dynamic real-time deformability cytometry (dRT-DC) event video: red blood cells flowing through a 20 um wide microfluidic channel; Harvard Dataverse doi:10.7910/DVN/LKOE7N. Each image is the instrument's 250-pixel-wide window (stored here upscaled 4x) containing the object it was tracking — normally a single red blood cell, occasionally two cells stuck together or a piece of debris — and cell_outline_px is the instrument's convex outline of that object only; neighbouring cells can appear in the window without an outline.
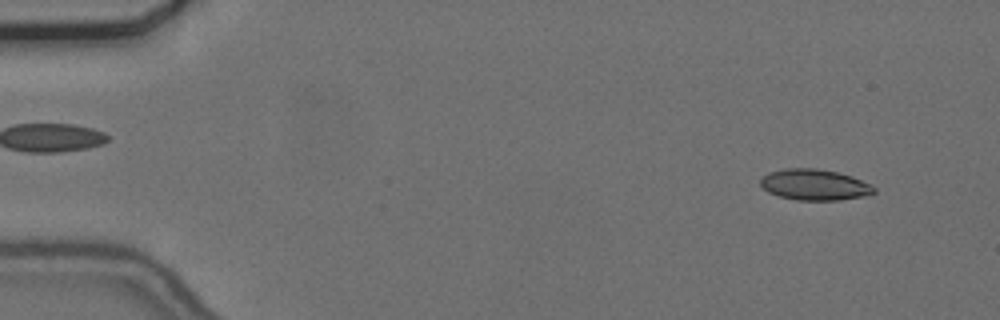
{"species": "common noctule bat (a hibernating species)", "species_latin": "Nyctalus noctula", "temperature_condition": "cold", "stored_images_in_passage": 55, "camera_frame_rate_fps": 3000, "um_per_image_px": 0.085, "animal": {"sex": "female", "body_mass_g": 24.6, "forearm_length_mm": 56.2}, "frame": {"image": 1, "passage_image": 4, "time_ms": 1.0, "image_size_px": [1000, 320], "cell_outline_px": [[876, 192], [864, 196], [840, 200], [796, 200], [780, 196], [768, 192], [760, 184], [760, 180], [768, 172], [784, 168], [816, 168], [836, 172], [852, 176], [876, 188]], "centroid_in_image_um": [69.22, 15.7], "position_along_channel_um": 15.8, "area_um2": 20.4}}
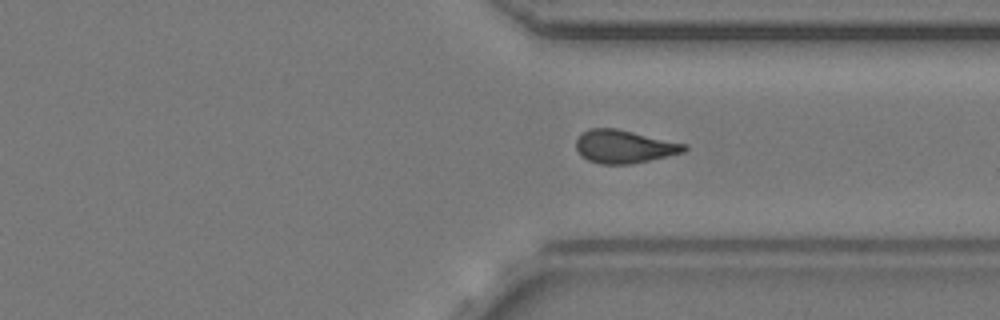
{"frame": {"image": 2, "passage_image": 41, "time_ms": 13.333, "image_size_px": [1000, 320], "cell_outline_px": [[688, 148], [684, 152], [632, 164], [600, 164], [588, 160], [580, 156], [576, 148], [576, 140], [588, 128], [616, 128], [688, 144]], "centroid_in_image_um": [53.06, 12.46], "position_along_channel_um": 358.3, "area_um2": 20.92}}
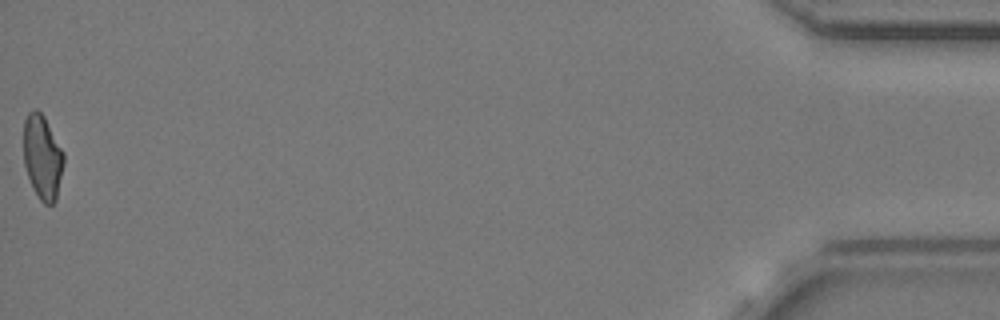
{"frame": {"image": 3, "passage_image": 55, "time_ms": 18.0, "image_size_px": [1000, 320], "cell_outline_px": [[64, 164], [56, 200], [52, 204], [44, 204], [40, 200], [28, 176], [24, 164], [24, 120], [28, 112], [32, 108], [36, 108], [44, 116], [64, 152]], "centroid_in_image_um": [3.62, 13.32], "position_along_channel_um": 431.6, "area_um2": 19.71}, "authors_computed_cell_mechanics": {"area_um2": 20.808, "velocity_mm_per_s": 3.7076, "shape_relaxation_time_tau1_ms": 6.3166, "shape_relaxation_time_tau2_ms": 1.8194, "deformation_change_tau1": 0.1478, "deformation_change_tau2": 0.0752}}